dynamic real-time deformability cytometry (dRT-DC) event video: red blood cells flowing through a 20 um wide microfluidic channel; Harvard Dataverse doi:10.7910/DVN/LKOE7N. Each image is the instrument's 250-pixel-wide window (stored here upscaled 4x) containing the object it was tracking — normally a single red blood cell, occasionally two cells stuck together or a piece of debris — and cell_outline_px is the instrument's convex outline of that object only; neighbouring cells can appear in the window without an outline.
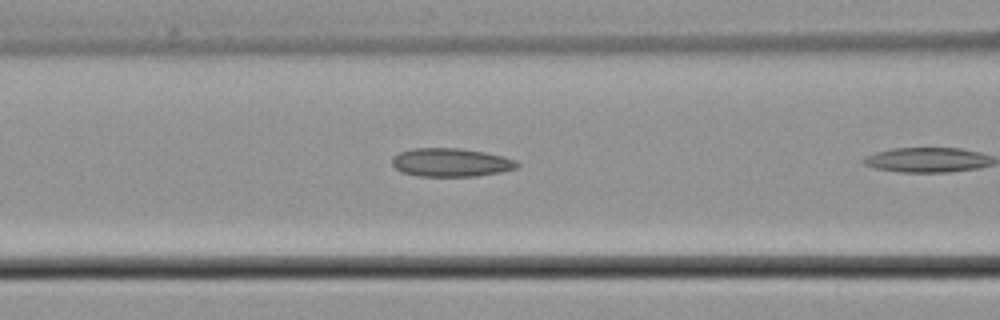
{"species": "common noctule bat (a hibernating species)", "species_latin": "Nyctalus noctula", "temperature_condition": "cold", "stored_images_in_passage": 8, "camera_frame_rate_fps": 3000, "um_per_image_px": 0.085, "animal": {"sex": "male", "body_mass_g": 21.5, "forearm_length_mm": 52.0}, "frame": {"image": 1, "passage_image": 7, "time_ms": 2.0, "image_size_px": [1000, 320], "cell_outline_px": [[520, 164], [516, 168], [500, 172], [476, 176], [416, 176], [400, 172], [392, 164], [392, 156], [400, 152], [412, 148], [460, 148], [484, 152], [504, 156], [516, 160]], "centroid_in_image_um": [38.31, 13.8], "position_along_channel_um": 128.3, "area_um2": 20.87}}